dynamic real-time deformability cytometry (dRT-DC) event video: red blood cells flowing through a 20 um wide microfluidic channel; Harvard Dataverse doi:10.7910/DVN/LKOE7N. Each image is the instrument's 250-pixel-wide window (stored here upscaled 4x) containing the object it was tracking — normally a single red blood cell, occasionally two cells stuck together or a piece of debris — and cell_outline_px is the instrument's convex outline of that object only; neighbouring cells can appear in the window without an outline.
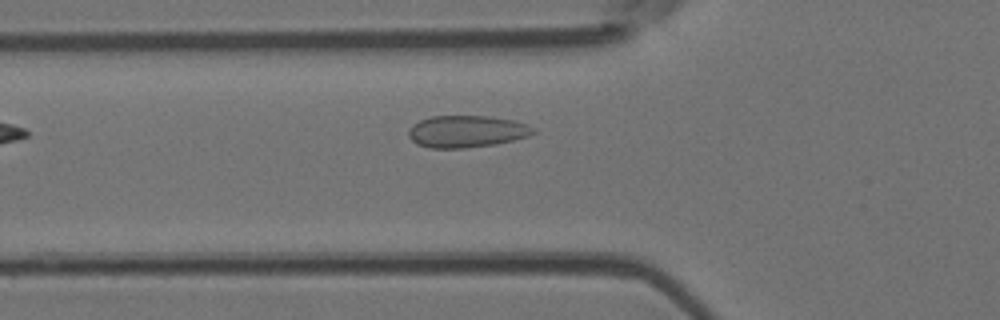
{"species": "Egyptian fruit bat (a non-hibernating species)", "species_latin": "Rousettus aegyptiacus", "temperature_condition": "room temperature", "stored_images_in_passage": 3, "camera_frame_rate_fps": 3000, "um_per_image_px": 0.085, "animal": {"sex": "female"}, "frame": {"image": 1, "passage_image": 3, "time_ms": 2.333, "image_size_px": [1000, 320], "cell_outline_px": [[536, 132], [528, 136], [496, 144], [464, 148], [428, 148], [416, 144], [408, 136], [408, 128], [412, 124], [420, 120], [432, 116], [488, 116], [512, 120], [536, 128]], "centroid_in_image_um": [39.62, 11.18], "position_along_channel_um": 86.2, "area_um2": 23.29}}